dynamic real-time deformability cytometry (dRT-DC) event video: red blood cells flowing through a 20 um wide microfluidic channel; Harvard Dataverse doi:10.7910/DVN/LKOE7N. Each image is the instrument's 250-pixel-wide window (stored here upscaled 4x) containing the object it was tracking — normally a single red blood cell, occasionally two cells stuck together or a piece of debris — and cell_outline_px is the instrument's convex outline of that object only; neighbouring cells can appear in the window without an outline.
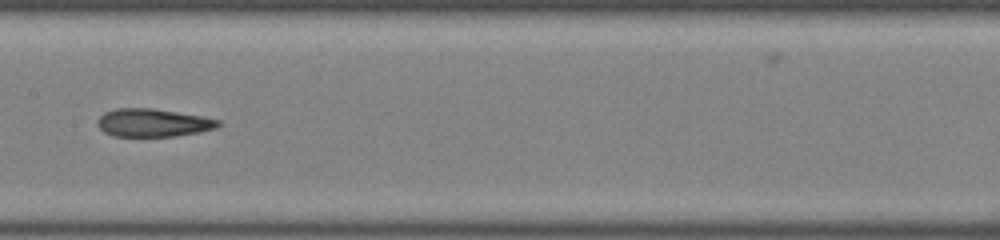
{"species": "common noctule bat (a hibernating species)", "species_latin": "Nyctalus noctula", "temperature_condition": "room temperature", "stored_images_in_passage": 43, "camera_frame_rate_fps": 3000, "um_per_image_px": 0.085, "animal": {"sex": "female", "body_mass_g": 22.0, "forearm_length_mm": 56.7}, "frame": {"image": 1, "passage_image": 19, "time_ms": 6.0, "image_size_px": [1000, 240], "cell_outline_px": [[220, 124], [216, 128], [200, 132], [176, 136], [112, 136], [104, 132], [96, 124], [96, 120], [104, 112], [116, 108], [152, 108], [200, 116], [220, 120]], "centroid_in_image_um": [12.97, 10.43], "position_along_channel_um": 194.4, "area_um2": 19.71}, "authors_computed_cell_mechanics": {"area_um2": 21.4438, "velocity_mm_per_s": 4.0033, "shape_relaxation_time_tau1_ms": null, "shape_relaxation_time_tau2_ms": 3.4972, "deformation_change_tau1": null, "deformation_change_tau2": 0.1308}}